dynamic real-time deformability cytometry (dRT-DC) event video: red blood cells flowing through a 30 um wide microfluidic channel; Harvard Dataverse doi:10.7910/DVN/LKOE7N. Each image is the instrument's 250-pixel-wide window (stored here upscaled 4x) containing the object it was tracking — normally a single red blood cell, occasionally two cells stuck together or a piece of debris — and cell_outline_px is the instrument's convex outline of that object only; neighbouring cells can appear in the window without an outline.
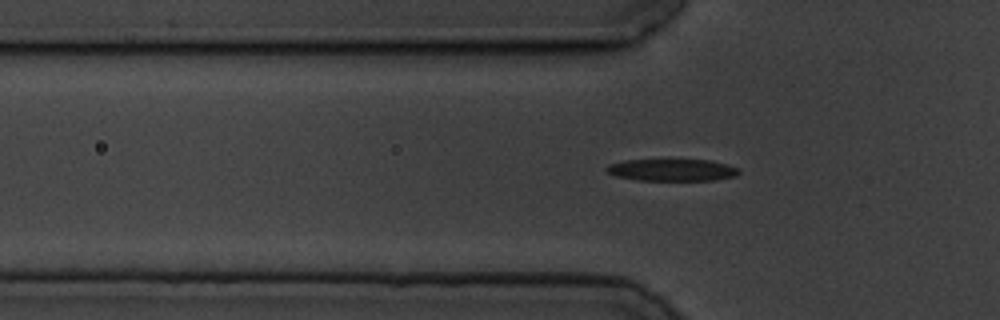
{"species": "common noctule bat (a hibernating species)", "species_latin": "Nyctalus noctula", "temperature_condition": "cold", "stored_images_in_passage": 47, "camera_frame_rate_fps": 3000, "um_per_image_px": 0.085, "animal": {"sex": "male", "body_mass_g": 19.5, "forearm_length_mm": 54.6}, "frame": {"image": 1, "passage_image": 14, "time_ms": 4.333, "image_size_px": [1000, 320], "cell_outline_px": [[740, 172], [736, 176], [716, 180], [636, 180], [616, 176], [608, 172], [604, 168], [608, 164], [624, 160], [712, 160], [740, 168]], "centroid_in_image_um": [57.14, 14.45], "position_along_channel_um": 68.7, "area_um2": 17.05}}
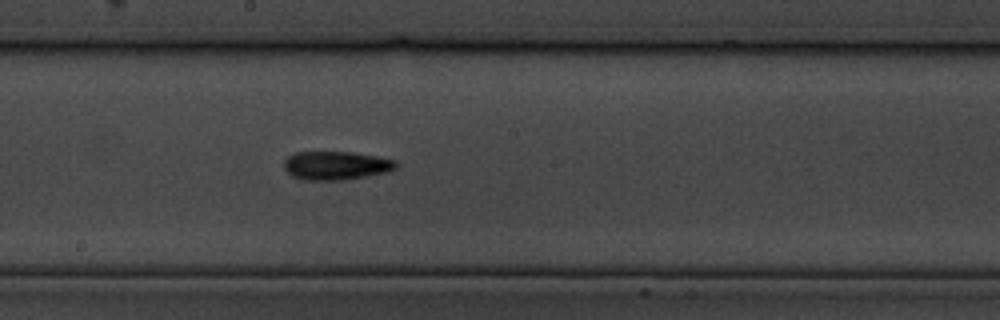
{"frame": {"image": 2, "passage_image": 27, "time_ms": 8.667, "image_size_px": [1000, 320], "cell_outline_px": [[396, 168], [388, 172], [344, 180], [304, 180], [292, 176], [284, 168], [284, 160], [288, 156], [296, 152], [352, 152], [376, 156], [396, 160]], "centroid_in_image_um": [28.55, 14.07], "position_along_channel_um": 219.6, "area_um2": 18.67}}
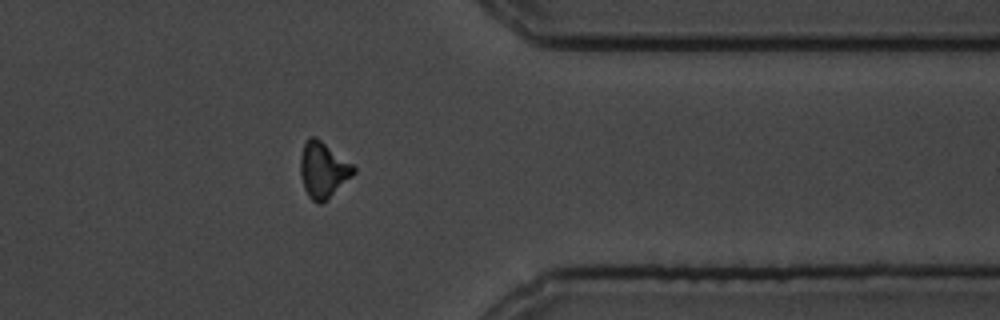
{"frame": {"image": 3, "passage_image": 42, "time_ms": 13.667, "image_size_px": [1000, 320], "cell_outline_px": [[356, 172], [352, 176], [320, 204], [312, 200], [308, 196], [304, 188], [300, 172], [300, 156], [304, 144], [308, 136], [316, 136], [352, 164], [356, 168]], "centroid_in_image_um": [27.44, 14.4], "position_along_channel_um": 384.0, "area_um2": 17.05}, "authors_computed_cell_mechanics": {"area_um2": 17.1666, "velocity_mm_per_s": 3.4911, "shape_relaxation_time_tau1_ms": 5.057, "shape_relaxation_time_tau2_ms": null, "deformation_change_tau1": 0.1227, "deformation_change_tau2": null}}